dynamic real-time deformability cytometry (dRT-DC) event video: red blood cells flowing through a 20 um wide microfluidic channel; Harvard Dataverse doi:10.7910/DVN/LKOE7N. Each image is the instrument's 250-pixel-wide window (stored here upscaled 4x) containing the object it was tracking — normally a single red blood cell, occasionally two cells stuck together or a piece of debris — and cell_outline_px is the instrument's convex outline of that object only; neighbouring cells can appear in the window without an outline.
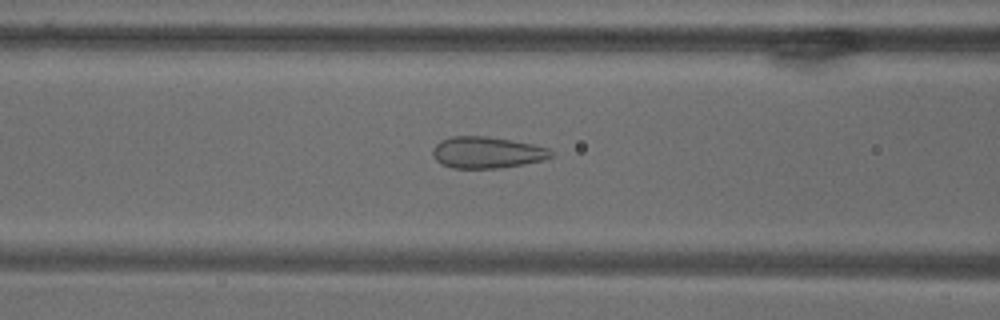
{"species": "common noctule bat (a hibernating species)", "species_latin": "Nyctalus noctula", "temperature_condition": "warm", "stored_images_in_passage": 71, "camera_frame_rate_fps": 3000, "um_per_image_px": 0.085, "animal": {"sex": "male", "body_mass_g": 18.8}, "frame": {"image": 1, "passage_image": 30, "time_ms": 9.667, "image_size_px": [1000, 320], "cell_outline_px": [[556, 152], [552, 156], [544, 160], [524, 164], [500, 168], [452, 168], [440, 164], [436, 160], [432, 152], [432, 148], [440, 140], [452, 136], [488, 136], [532, 144], [548, 148]], "centroid_in_image_um": [41.39, 12.96], "position_along_channel_um": 125.2, "area_um2": 21.91}}
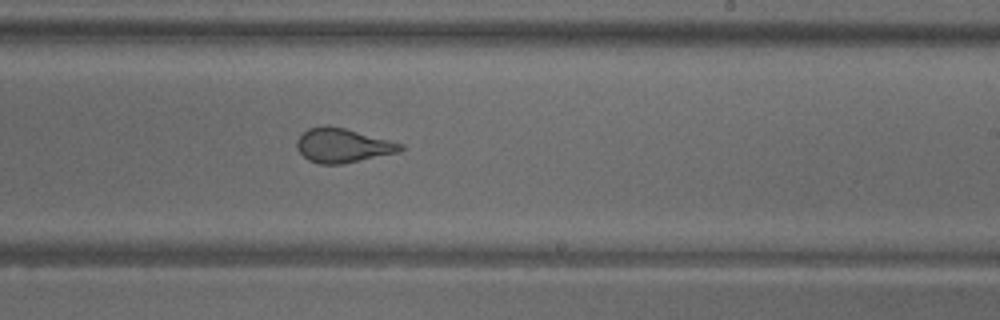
{"frame": {"image": 2, "passage_image": 44, "time_ms": 14.333, "image_size_px": [1000, 320], "cell_outline_px": [[404, 148], [400, 152], [344, 164], [320, 164], [308, 160], [296, 148], [296, 140], [308, 128], [324, 124], [344, 128], [404, 144]], "centroid_in_image_um": [29.12, 12.37], "position_along_channel_um": 259.9, "area_um2": 20.75}}
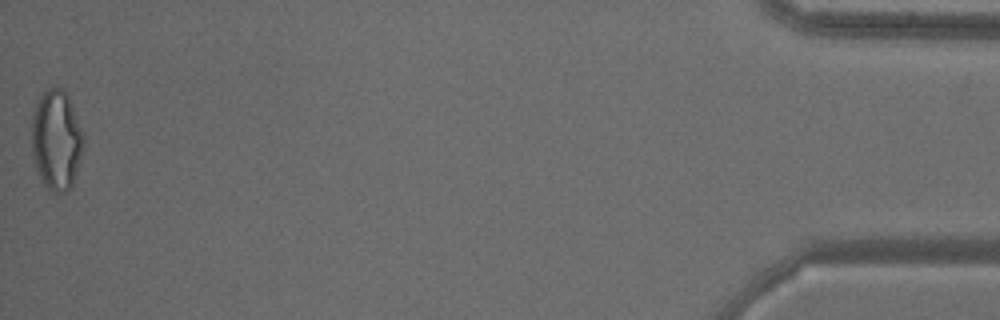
{"frame": {"image": 3, "passage_image": 71, "time_ms": 23.333, "image_size_px": [1000, 320], "cell_outline_px": [[84, 144], [80, 160], [72, 184], [64, 192], [56, 196], [48, 192], [40, 180], [36, 168], [32, 152], [32, 112], [40, 96], [48, 88], [56, 84], [68, 96], [84, 132]], "centroid_in_image_um": [4.79, 11.93], "position_along_channel_um": 430.4, "area_um2": 30.75}}